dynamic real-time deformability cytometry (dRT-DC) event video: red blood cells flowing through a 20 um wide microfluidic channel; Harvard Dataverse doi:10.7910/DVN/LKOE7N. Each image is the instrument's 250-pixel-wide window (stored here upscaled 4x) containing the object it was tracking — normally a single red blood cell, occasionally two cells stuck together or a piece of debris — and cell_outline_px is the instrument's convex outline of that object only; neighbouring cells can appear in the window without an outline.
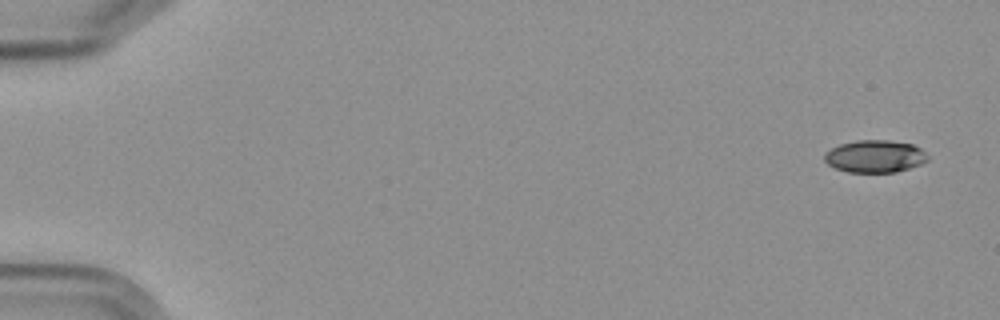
{"species": "Egyptian fruit bat (a non-hibernating species)", "species_latin": "Rousettus aegyptiacus", "temperature_condition": "cold", "stored_images_in_passage": 5, "camera_frame_rate_fps": 3000, "um_per_image_px": 0.085, "frame": {"image": 1, "passage_image": 1, "time_ms": 0.0, "image_size_px": [1000, 320], "cell_outline_px": [[928, 160], [920, 164], [896, 172], [848, 172], [836, 168], [828, 164], [824, 160], [824, 152], [840, 144], [856, 140], [888, 140], [912, 144], [920, 148], [928, 156]], "centroid_in_image_um": [74.35, 13.28], "position_along_channel_um": 10.6, "area_um2": 19.42}}
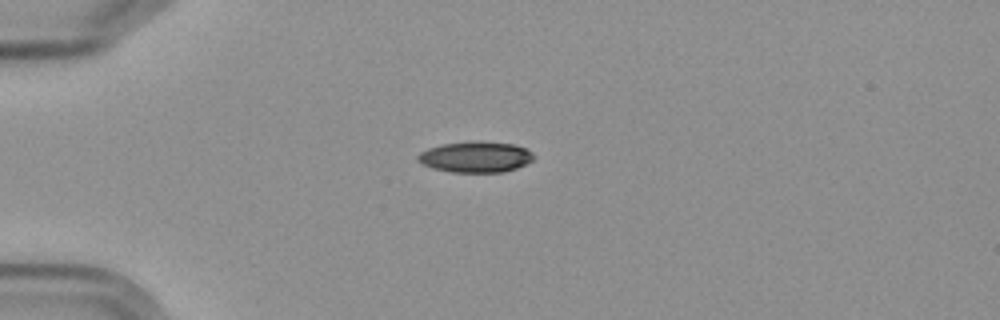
{"frame": {"image": 2, "passage_image": 4, "time_ms": 4.333, "image_size_px": [1000, 320], "cell_outline_px": [[536, 156], [532, 160], [516, 168], [504, 172], [452, 172], [432, 168], [416, 160], [416, 156], [420, 152], [428, 148], [440, 144], [468, 140], [484, 140], [516, 144], [528, 148]], "centroid_in_image_um": [40.44, 13.3], "position_along_channel_um": 44.6, "area_um2": 21.44}}